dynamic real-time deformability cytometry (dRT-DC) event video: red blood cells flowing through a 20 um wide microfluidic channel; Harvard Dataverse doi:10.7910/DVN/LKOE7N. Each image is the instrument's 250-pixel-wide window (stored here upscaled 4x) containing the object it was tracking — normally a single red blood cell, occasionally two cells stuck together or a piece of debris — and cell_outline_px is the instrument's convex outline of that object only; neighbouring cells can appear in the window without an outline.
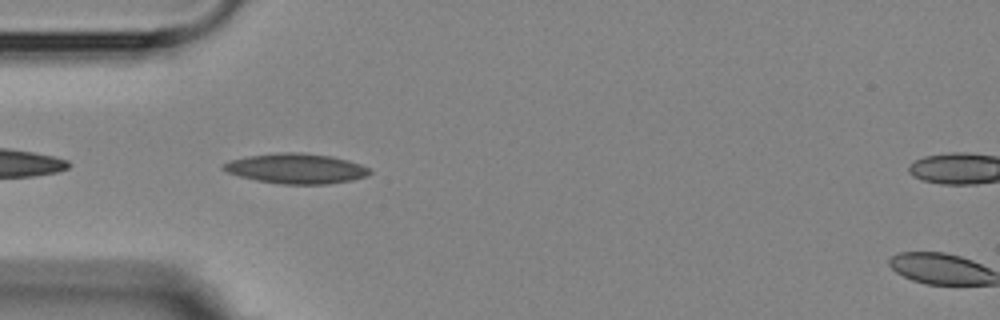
{"species": "Egyptian fruit bat (a non-hibernating species)", "species_latin": "Rousettus aegyptiacus", "temperature_condition": "room temperature", "stored_images_in_passage": 5, "camera_frame_rate_fps": 3000, "um_per_image_px": 0.085, "animal": {"sex": "female"}, "frame": {"image": 1, "passage_image": 4, "time_ms": 3.667, "image_size_px": [1000, 320], "cell_outline_px": [[372, 172], [368, 176], [352, 180], [328, 184], [280, 184], [256, 180], [240, 176], [228, 172], [220, 168], [224, 164], [232, 160], [248, 156], [276, 152], [300, 152], [332, 156], [348, 160], [360, 164], [368, 168]], "centroid_in_image_um": [25.2, 14.32], "position_along_channel_um": 59.8, "area_um2": 25.66}}
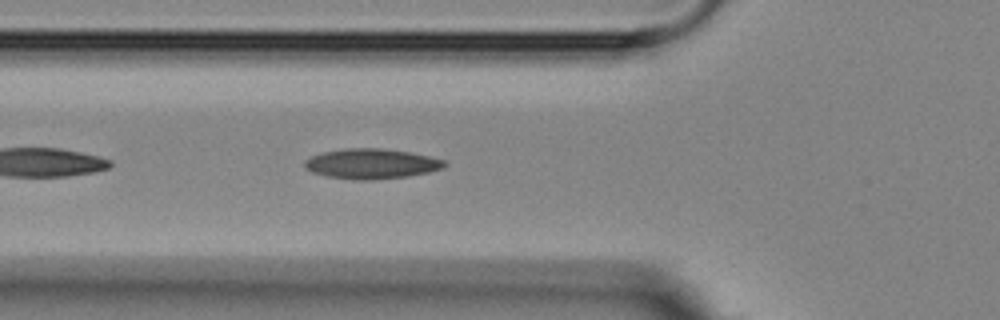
{"frame": {"image": 2, "passage_image": 5, "time_ms": 4.667, "image_size_px": [1000, 320], "cell_outline_px": [[448, 164], [444, 168], [428, 172], [408, 176], [368, 180], [352, 180], [328, 176], [312, 172], [304, 168], [304, 160], [312, 156], [324, 152], [344, 148], [380, 148], [408, 152], [428, 156], [444, 160]], "centroid_in_image_um": [31.56, 13.92], "position_along_channel_um": 94.2, "area_um2": 24.45}}